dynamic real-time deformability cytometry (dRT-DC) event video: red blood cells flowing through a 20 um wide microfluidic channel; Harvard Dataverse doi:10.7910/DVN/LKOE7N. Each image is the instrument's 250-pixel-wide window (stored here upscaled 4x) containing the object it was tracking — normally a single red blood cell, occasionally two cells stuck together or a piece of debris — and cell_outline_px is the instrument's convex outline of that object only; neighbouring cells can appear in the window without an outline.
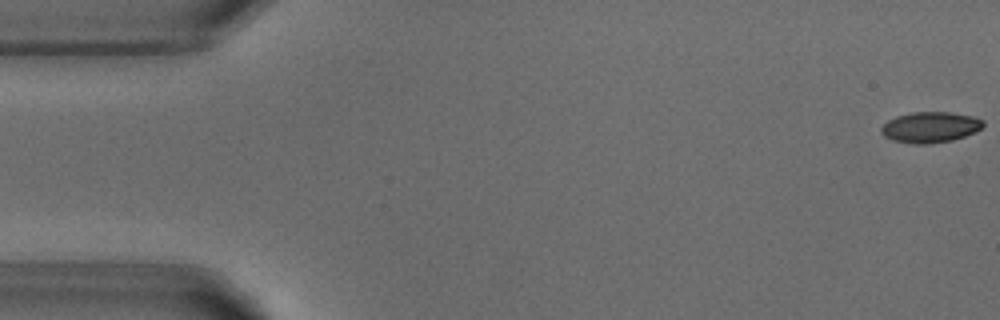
{"species": "common noctule bat (a hibernating species)", "species_latin": "Nyctalus noctula", "temperature_condition": "warm", "stored_images_in_passage": 43, "camera_frame_rate_fps": 3000, "um_per_image_px": 0.085, "animal": {"sex": "male", "body_mass_g": 18.8}, "frame": {"image": 1, "passage_image": 1, "time_ms": 0.0, "image_size_px": [1000, 320], "cell_outline_px": [[984, 124], [976, 132], [952, 140], [928, 144], [912, 144], [892, 140], [884, 136], [880, 132], [880, 128], [888, 120], [896, 116], [912, 112], [948, 112], [972, 116], [984, 120]], "centroid_in_image_um": [79.05, 10.82], "position_along_channel_um": 6.0, "area_um2": 18.32}}
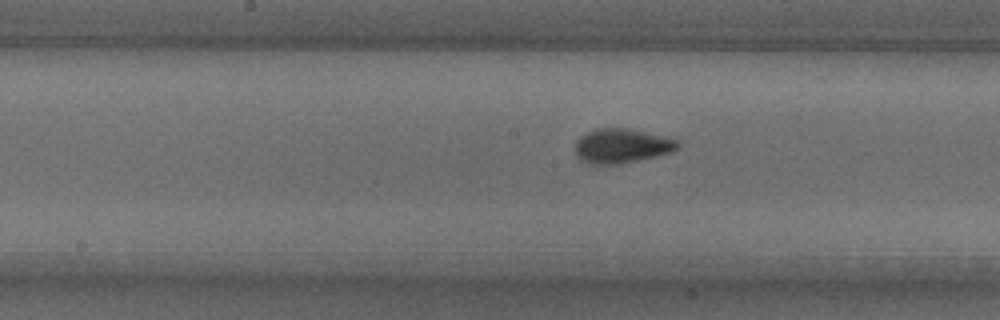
{"frame": {"image": 2, "passage_image": 26, "time_ms": 8.333, "image_size_px": [1000, 320], "cell_outline_px": [[680, 148], [672, 152], [636, 160], [616, 164], [592, 164], [580, 160], [576, 152], [576, 140], [580, 136], [596, 128], [628, 128], [676, 140], [680, 144]], "centroid_in_image_um": [52.82, 12.39], "position_along_channel_um": 195.4, "area_um2": 20.23}}
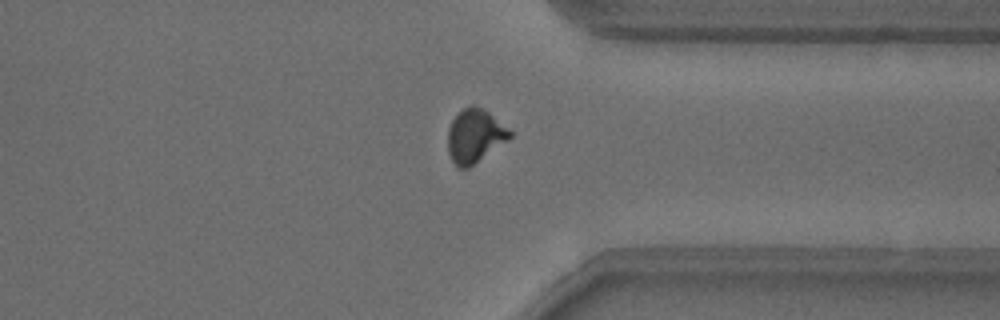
{"frame": {"image": 3, "passage_image": 40, "time_ms": 13.0, "image_size_px": [1000, 320], "cell_outline_px": [[512, 136], [508, 140], [468, 168], [460, 168], [452, 160], [448, 152], [448, 128], [452, 120], [464, 108], [472, 104], [488, 112], [508, 128], [512, 132]], "centroid_in_image_um": [40.36, 11.55], "position_along_channel_um": 371.0, "area_um2": 19.02}}